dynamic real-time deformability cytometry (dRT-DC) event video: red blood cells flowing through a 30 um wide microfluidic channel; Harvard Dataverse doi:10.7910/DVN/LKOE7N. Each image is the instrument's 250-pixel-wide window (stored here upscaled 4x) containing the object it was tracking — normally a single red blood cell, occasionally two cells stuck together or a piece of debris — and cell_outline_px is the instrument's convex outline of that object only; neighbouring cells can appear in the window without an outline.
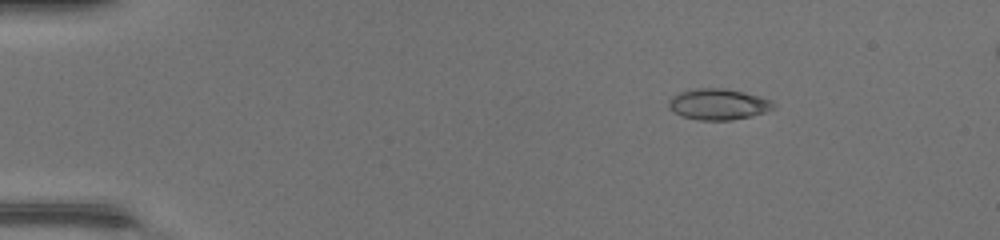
{"species": "common noctule bat (a hibernating species)", "species_latin": "Nyctalus noctula", "temperature_condition": "warm", "stored_images_in_passage": 47, "camera_frame_rate_fps": 3000, "um_per_image_px": 0.085, "animal": {"sex": "female", "body_mass_g": 17.0, "forearm_length_mm": 48.0}, "frame": {"image": 1, "passage_image": 7, "time_ms": 2.0, "image_size_px": [1000, 240], "cell_outline_px": [[776, 108], [752, 116], [732, 120], [700, 120], [680, 116], [672, 112], [668, 108], [668, 100], [672, 96], [680, 92], [696, 88], [720, 88], [744, 92], [760, 96], [772, 100], [776, 104]], "centroid_in_image_um": [61.05, 8.87], "position_along_channel_um": 24.0, "area_um2": 19.19}}
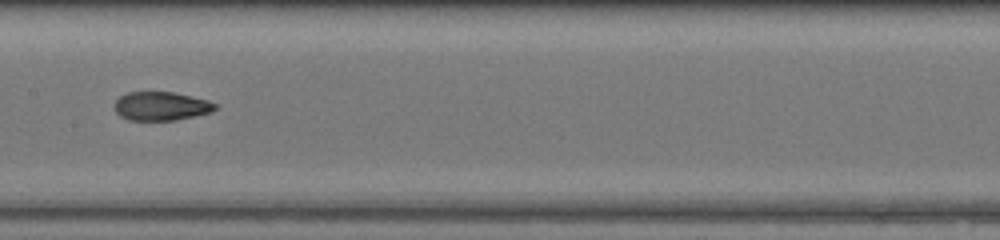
{"frame": {"image": 2, "passage_image": 25, "time_ms": 8.0, "image_size_px": [1000, 240], "cell_outline_px": [[216, 108], [212, 112], [176, 120], [128, 120], [120, 116], [112, 108], [112, 104], [120, 96], [128, 92], [172, 92], [208, 100], [216, 104]], "centroid_in_image_um": [13.65, 9.02], "position_along_channel_um": 193.8, "area_um2": 16.94}}
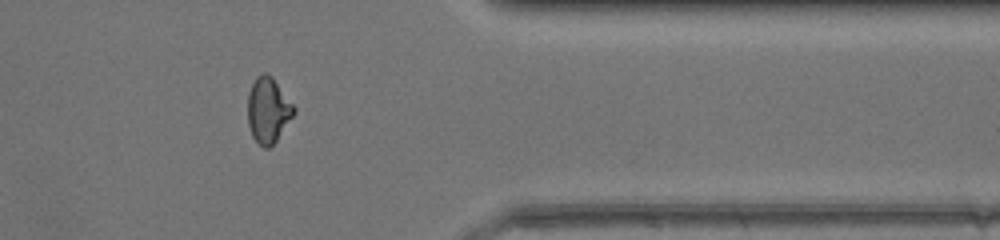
{"frame": {"image": 3, "passage_image": 39, "time_ms": 12.667, "image_size_px": [1000, 240], "cell_outline_px": [[296, 112], [276, 140], [268, 148], [264, 148], [252, 136], [248, 124], [248, 92], [256, 76], [264, 72], [272, 76], [296, 108]], "centroid_in_image_um": [22.79, 9.34], "position_along_channel_um": 388.6, "area_um2": 17.51}, "authors_computed_cell_mechanics": {"area_um2": 17.7446, "velocity_mm_per_s": 4.4654, "shape_relaxation_time_tau1_ms": null, "shape_relaxation_time_tau2_ms": 1.202, "deformation_change_tau1": null, "deformation_change_tau2": 0.0627}}